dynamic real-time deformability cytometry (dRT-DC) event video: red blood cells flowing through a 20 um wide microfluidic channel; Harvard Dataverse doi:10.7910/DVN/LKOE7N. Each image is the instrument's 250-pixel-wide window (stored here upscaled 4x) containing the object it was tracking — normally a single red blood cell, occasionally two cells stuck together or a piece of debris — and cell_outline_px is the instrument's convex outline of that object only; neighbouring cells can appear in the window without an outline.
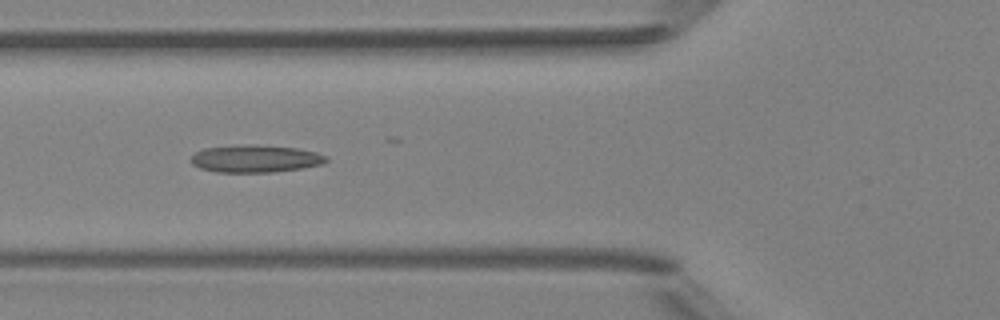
{"species": "Egyptian fruit bat (a non-hibernating species)", "species_latin": "Rousettus aegyptiacus", "temperature_condition": "room temperature", "stored_images_in_passage": 5, "camera_frame_rate_fps": 3000, "um_per_image_px": 0.085, "animal": {"sex": "female"}, "frame": {"image": 1, "passage_image": 5, "time_ms": 4.667, "image_size_px": [1000, 320], "cell_outline_px": [[328, 160], [324, 164], [300, 168], [272, 172], [216, 172], [200, 168], [192, 164], [192, 156], [196, 152], [204, 148], [244, 144], [296, 148], [316, 152], [328, 156]], "centroid_in_image_um": [21.72, 13.49], "position_along_channel_um": 104.1, "area_um2": 21.5}}